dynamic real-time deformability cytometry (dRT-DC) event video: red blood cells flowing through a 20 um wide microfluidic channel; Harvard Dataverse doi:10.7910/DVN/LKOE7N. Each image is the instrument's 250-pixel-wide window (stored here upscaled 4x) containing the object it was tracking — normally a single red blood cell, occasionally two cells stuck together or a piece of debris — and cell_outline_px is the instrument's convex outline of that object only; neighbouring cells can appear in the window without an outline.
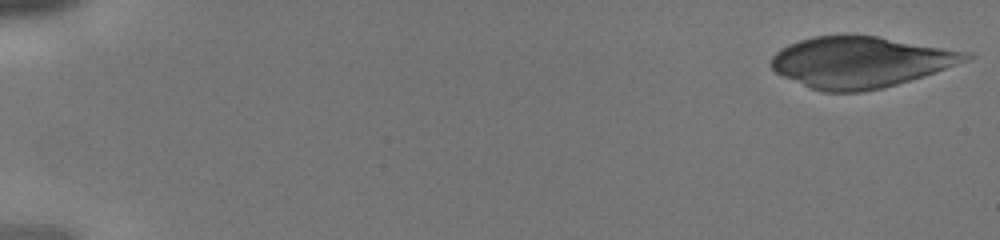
{"species": "human", "species_latin": "Homo sapiens", "temperature_condition": "cold", "stored_images_in_passage": 41, "segment_of_instrument_passage": [1, 2], "camera_frame_rate_fps": 3000, "um_per_image_px": 0.085, "donor": {"sex": "male"}, "frame": {"image": 1, "passage_image": 1, "time_ms": 0.0, "image_size_px": [1000, 240], "cell_outline_px": [[976, 56], [968, 60], [924, 76], [884, 88], [864, 92], [820, 92], [784, 76], [776, 72], [768, 64], [772, 56], [780, 48], [788, 44], [812, 36], [876, 36], [972, 52]], "centroid_in_image_um": [73.15, 5.28], "position_along_channel_um": 11.8, "area_um2": 57.92}}
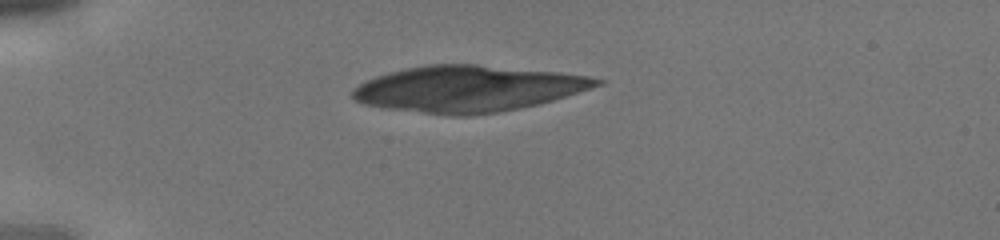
{"frame": {"image": 2, "passage_image": 11, "time_ms": 3.333, "image_size_px": [1000, 240], "cell_outline_px": [[608, 80], [604, 84], [552, 100], [520, 108], [500, 112], [468, 116], [452, 116], [388, 108], [364, 104], [356, 100], [352, 96], [352, 88], [376, 76], [388, 72], [428, 64], [476, 64], [560, 72], [588, 76]], "centroid_in_image_um": [39.81, 7.54], "position_along_channel_um": 45.2, "area_um2": 65.55}}